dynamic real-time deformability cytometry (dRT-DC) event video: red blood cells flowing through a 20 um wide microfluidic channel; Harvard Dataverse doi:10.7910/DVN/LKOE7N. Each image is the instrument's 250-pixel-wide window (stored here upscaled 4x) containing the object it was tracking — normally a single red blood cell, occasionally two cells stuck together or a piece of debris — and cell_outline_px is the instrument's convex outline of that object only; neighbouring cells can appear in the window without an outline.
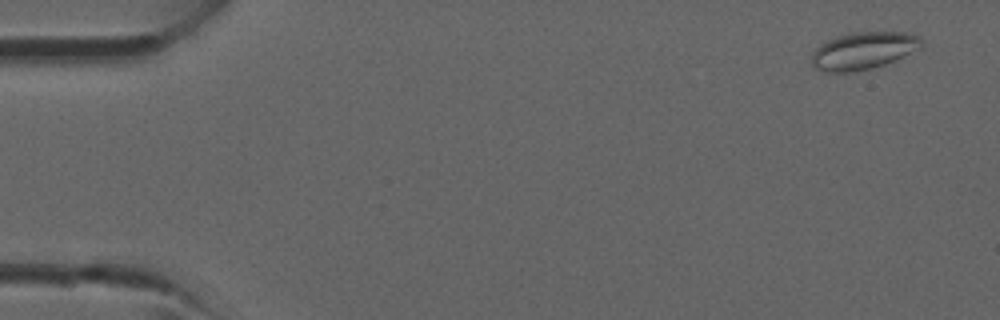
{"species": "common noctule bat (a hibernating species)", "species_latin": "Nyctalus noctula", "temperature_condition": "room temperature", "stored_images_in_passage": 41, "camera_frame_rate_fps": 3000, "um_per_image_px": 0.085, "animal": {"sex": "male", "forearm_length_mm": 52.5}, "frame": {"image": 1, "passage_image": 2, "time_ms": 0.333, "image_size_px": [1000, 320], "cell_outline_px": [[924, 48], [884, 64], [872, 68], [848, 72], [828, 72], [812, 68], [812, 52], [820, 44], [836, 36], [852, 32], [904, 32], [920, 36], [924, 40]], "centroid_in_image_um": [73.42, 4.3], "position_along_channel_um": 11.6, "area_um2": 24.16}}
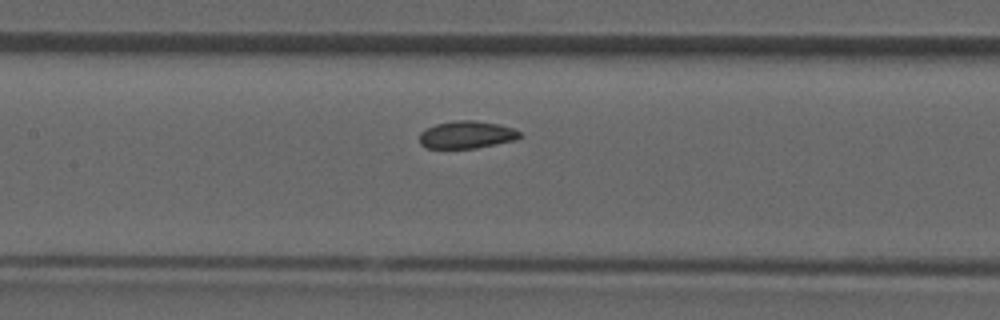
{"frame": {"image": 2, "passage_image": 19, "time_ms": 6.0, "image_size_px": [1000, 320], "cell_outline_px": [[520, 136], [516, 140], [476, 148], [424, 148], [420, 144], [420, 132], [436, 124], [456, 120], [476, 120], [496, 124], [512, 128], [520, 132]], "centroid_in_image_um": [39.64, 11.46], "position_along_channel_um": 167.8, "area_um2": 15.95}}
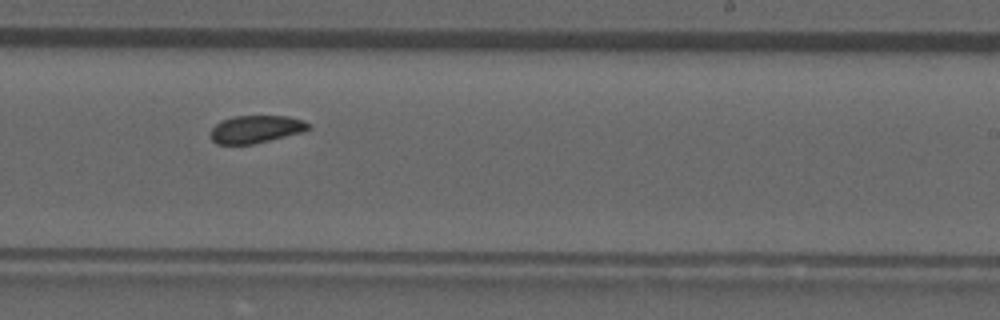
{"frame": {"image": 3, "passage_image": 25, "time_ms": 8.0, "image_size_px": [1000, 320], "cell_outline_px": [[312, 128], [304, 132], [252, 144], [216, 144], [212, 140], [208, 132], [220, 120], [232, 116], [288, 116], [304, 120]], "centroid_in_image_um": [21.73, 10.97], "position_along_channel_um": 267.3, "area_um2": 15.95}}